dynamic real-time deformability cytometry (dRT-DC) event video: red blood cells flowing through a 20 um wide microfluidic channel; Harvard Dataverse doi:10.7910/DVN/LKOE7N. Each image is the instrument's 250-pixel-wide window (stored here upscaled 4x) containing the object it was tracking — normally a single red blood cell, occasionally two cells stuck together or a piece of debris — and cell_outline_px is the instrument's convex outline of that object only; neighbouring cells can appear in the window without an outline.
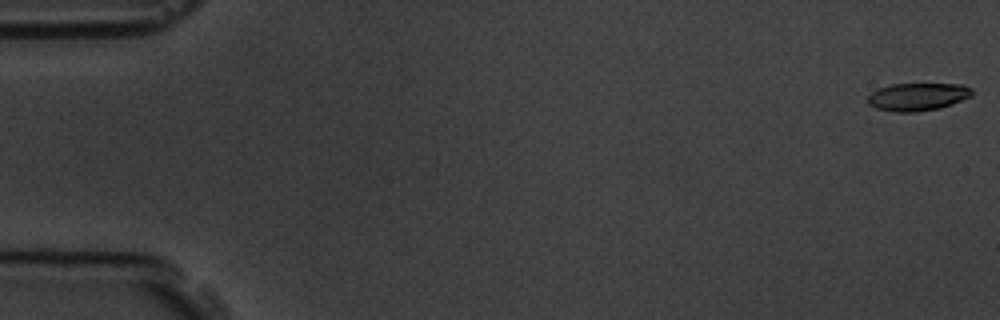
{"species": "common noctule bat (a hibernating species)", "species_latin": "Nyctalus noctula", "temperature_condition": "room temperature", "stored_images_in_passage": 7, "camera_frame_rate_fps": 3000, "um_per_image_px": 0.085, "animal": {"sex": "male", "body_mass_g": 19.5, "forearm_length_mm": 54.6}, "frame": {"image": 1, "passage_image": 1, "time_ms": 0.0, "image_size_px": [1000, 320], "cell_outline_px": [[972, 96], [952, 104], [940, 108], [916, 112], [892, 112], [876, 108], [868, 104], [868, 96], [872, 92], [880, 88], [892, 84], [964, 84], [972, 88]], "centroid_in_image_um": [78.02, 8.23], "position_along_channel_um": 7.0, "area_um2": 16.94}}
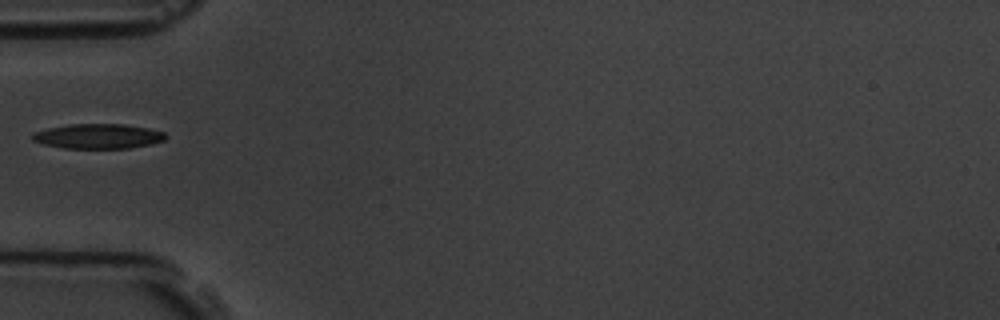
{"frame": {"image": 2, "passage_image": 6, "time_ms": 6.0, "image_size_px": [1000, 320], "cell_outline_px": [[168, 136], [164, 140], [152, 144], [128, 148], [64, 148], [44, 144], [32, 140], [32, 132], [48, 128], [68, 124], [124, 124], [148, 128], [164, 132]], "centroid_in_image_um": [8.35, 11.57], "position_along_channel_um": 76.7, "area_um2": 19.31}}
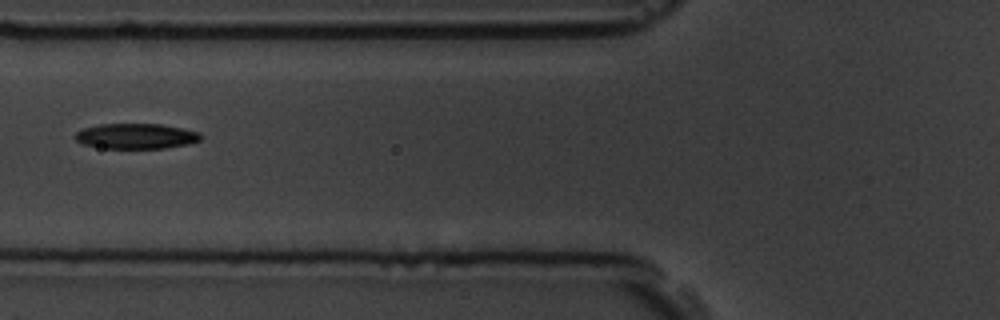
{"frame": {"image": 3, "passage_image": 7, "time_ms": 7.0, "image_size_px": [1000, 320], "cell_outline_px": [[200, 140], [188, 144], [164, 148], [100, 148], [84, 144], [76, 140], [72, 136], [76, 132], [84, 128], [100, 124], [160, 124], [200, 132]], "centroid_in_image_um": [11.52, 11.57], "position_along_channel_um": 114.3, "area_um2": 18.44}}